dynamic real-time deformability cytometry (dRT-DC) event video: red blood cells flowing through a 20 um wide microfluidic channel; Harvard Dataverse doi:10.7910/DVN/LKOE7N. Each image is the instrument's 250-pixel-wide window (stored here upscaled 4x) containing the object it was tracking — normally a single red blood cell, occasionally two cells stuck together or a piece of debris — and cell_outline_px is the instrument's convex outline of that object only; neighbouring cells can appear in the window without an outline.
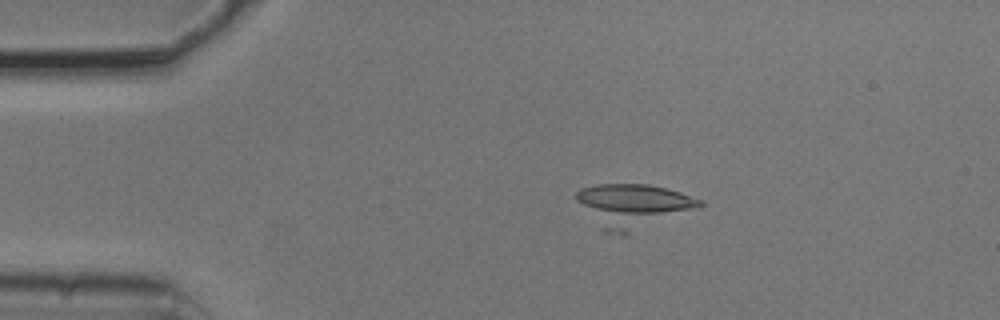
{"species": "common noctule bat (a hibernating species)", "species_latin": "Nyctalus noctula", "temperature_condition": "cold", "stored_images_in_passage": 4, "camera_frame_rate_fps": 3000, "um_per_image_px": 0.085, "animal": {"sex": "male", "body_mass_g": 20.5, "forearm_length_mm": 52.5}, "frame": {"image": 1, "passage_image": 3, "time_ms": 0.667, "image_size_px": [1000, 320], "cell_outline_px": [[704, 204], [700, 208], [624, 236], [600, 232], [576, 200], [576, 192], [580, 188], [600, 184], [648, 184], [680, 192], [704, 200]], "centroid_in_image_um": [53.79, 17.53], "position_along_channel_um": 31.2, "area_um2": 32.25}}